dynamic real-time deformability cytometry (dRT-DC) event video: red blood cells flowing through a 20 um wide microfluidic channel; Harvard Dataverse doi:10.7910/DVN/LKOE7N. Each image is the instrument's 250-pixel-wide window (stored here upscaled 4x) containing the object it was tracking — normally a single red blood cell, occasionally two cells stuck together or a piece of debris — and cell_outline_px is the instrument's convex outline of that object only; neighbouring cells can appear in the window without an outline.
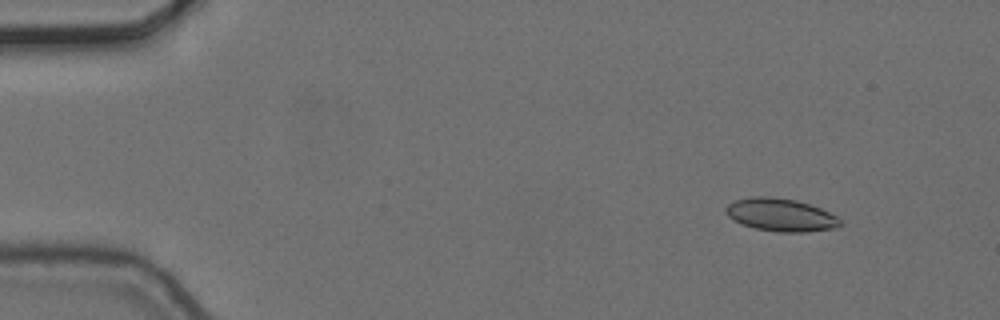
{"species": "common noctule bat (a hibernating species)", "species_latin": "Nyctalus noctula", "temperature_condition": "cold", "stored_images_in_passage": 10, "camera_frame_rate_fps": 3000, "um_per_image_px": 0.085, "animal": {"sex": "female", "body_mass_g": 24.6, "forearm_length_mm": 56.2}, "frame": {"image": 1, "passage_image": 2, "time_ms": 0.333, "image_size_px": [1000, 320], "cell_outline_px": [[840, 224], [836, 228], [808, 232], [780, 232], [756, 228], [740, 224], [732, 220], [724, 212], [724, 208], [728, 204], [736, 200], [752, 196], [768, 196], [796, 200], [820, 208], [836, 216], [840, 220]], "centroid_in_image_um": [66.31, 18.26], "position_along_channel_um": 18.7, "area_um2": 21.91}}
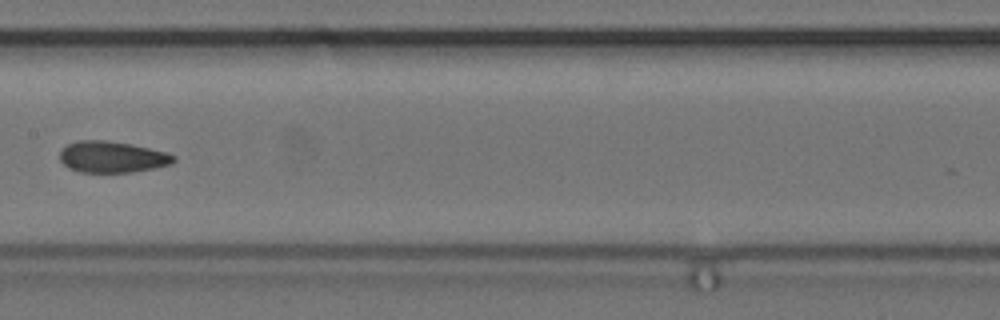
{"frame": {"image": 2, "passage_image": 7, "time_ms": 2.0, "image_size_px": [1000, 320], "cell_outline_px": [[176, 160], [172, 164], [132, 172], [80, 172], [68, 168], [60, 160], [60, 152], [68, 144], [76, 140], [104, 140], [132, 144], [168, 152], [176, 156]], "centroid_in_image_um": [9.55, 13.33], "position_along_channel_um": 197.8, "area_um2": 20.87}}
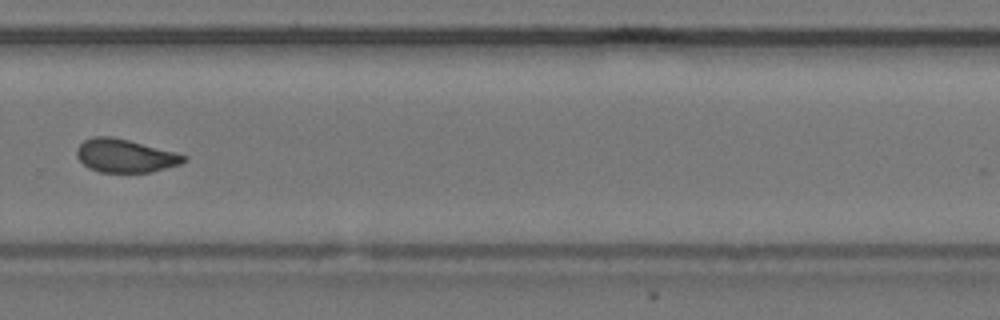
{"frame": {"image": 3, "passage_image": 10, "time_ms": 3.0, "image_size_px": [1000, 320], "cell_outline_px": [[188, 160], [180, 164], [152, 172], [100, 172], [88, 168], [76, 156], [76, 148], [84, 140], [96, 136], [112, 136], [176, 152], [188, 156]], "centroid_in_image_um": [10.65, 13.24], "position_along_channel_um": 319.2, "area_um2": 20.81}}